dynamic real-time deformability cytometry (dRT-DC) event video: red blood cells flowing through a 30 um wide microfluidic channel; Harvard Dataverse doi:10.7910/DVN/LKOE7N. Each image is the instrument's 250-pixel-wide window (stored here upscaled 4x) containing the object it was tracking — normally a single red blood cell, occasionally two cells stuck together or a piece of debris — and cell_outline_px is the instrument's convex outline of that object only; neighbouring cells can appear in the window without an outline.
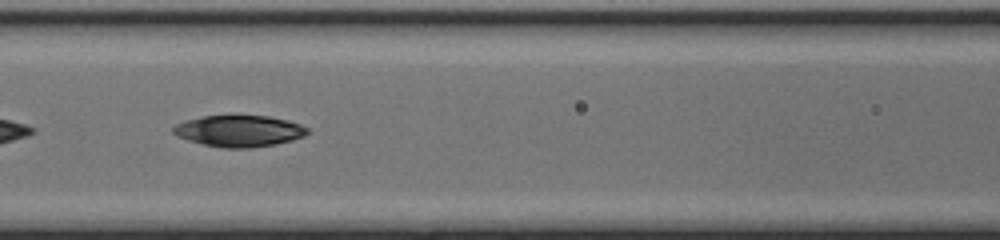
{"species": "common noctule bat (a hibernating species)", "species_latin": "Nyctalus noctula", "temperature_condition": "cold", "stored_images_in_passage": 51, "camera_frame_rate_fps": 3000, "um_per_image_px": 0.085, "animal": {"sex": "female", "body_mass_g": 17.0, "forearm_length_mm": 48.0}, "frame": {"image": 1, "passage_image": 23, "time_ms": 7.333, "image_size_px": [1000, 240], "cell_outline_px": [[308, 132], [304, 136], [292, 140], [276, 144], [252, 148], [224, 148], [204, 144], [188, 140], [176, 136], [172, 132], [172, 128], [176, 124], [184, 120], [204, 116], [268, 116], [288, 120], [300, 124], [308, 128]], "centroid_in_image_um": [20.32, 11.14], "position_along_channel_um": 146.3, "area_um2": 24.57}}
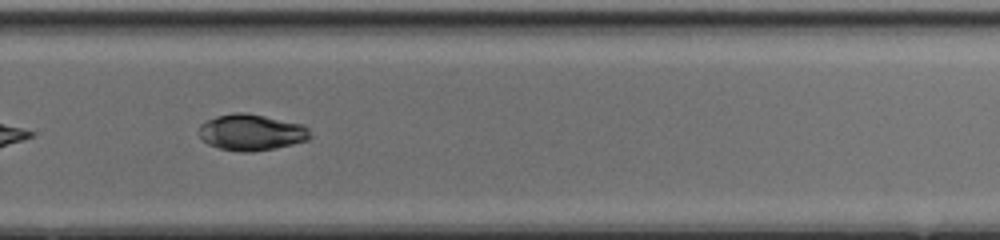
{"frame": {"image": 2, "passage_image": 35, "time_ms": 11.333, "image_size_px": [1000, 240], "cell_outline_px": [[312, 136], [308, 140], [276, 148], [252, 152], [240, 152], [220, 148], [208, 144], [200, 136], [200, 124], [204, 120], [216, 116], [232, 112], [244, 112], [304, 124], [308, 128]], "centroid_in_image_um": [21.38, 11.24], "position_along_channel_um": 308.4, "area_um2": 23.64}, "authors_computed_cell_mechanics": {"area_um2": 25.2008, "velocity_mm_per_s": 4.0675, "shape_relaxation_time_tau1_ms": 4.0586, "shape_relaxation_time_tau2_ms": null, "deformation_change_tau1": 0.1682, "deformation_change_tau2": null}}